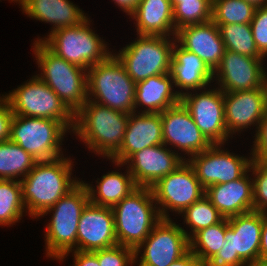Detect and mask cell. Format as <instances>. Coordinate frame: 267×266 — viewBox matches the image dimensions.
I'll use <instances>...</instances> for the list:
<instances>
[{
  "mask_svg": "<svg viewBox=\"0 0 267 266\" xmlns=\"http://www.w3.org/2000/svg\"><path fill=\"white\" fill-rule=\"evenodd\" d=\"M73 163L70 157L65 158L64 155L54 160L37 161L20 180L22 199L32 218H40L80 182L79 178L72 177Z\"/></svg>",
  "mask_w": 267,
  "mask_h": 266,
  "instance_id": "1",
  "label": "cell"
},
{
  "mask_svg": "<svg viewBox=\"0 0 267 266\" xmlns=\"http://www.w3.org/2000/svg\"><path fill=\"white\" fill-rule=\"evenodd\" d=\"M129 114L87 100L74 114L72 132L89 151L111 159L123 144Z\"/></svg>",
  "mask_w": 267,
  "mask_h": 266,
  "instance_id": "2",
  "label": "cell"
},
{
  "mask_svg": "<svg viewBox=\"0 0 267 266\" xmlns=\"http://www.w3.org/2000/svg\"><path fill=\"white\" fill-rule=\"evenodd\" d=\"M90 202L87 187L80 181L41 216L51 219L45 229L46 257L59 260L69 251H77V229L83 209Z\"/></svg>",
  "mask_w": 267,
  "mask_h": 266,
  "instance_id": "3",
  "label": "cell"
},
{
  "mask_svg": "<svg viewBox=\"0 0 267 266\" xmlns=\"http://www.w3.org/2000/svg\"><path fill=\"white\" fill-rule=\"evenodd\" d=\"M32 48L41 71L36 75L75 114L88 100L87 70L55 55L41 41H35Z\"/></svg>",
  "mask_w": 267,
  "mask_h": 266,
  "instance_id": "4",
  "label": "cell"
},
{
  "mask_svg": "<svg viewBox=\"0 0 267 266\" xmlns=\"http://www.w3.org/2000/svg\"><path fill=\"white\" fill-rule=\"evenodd\" d=\"M119 245L136 249L162 219L152 189L137 187L112 207Z\"/></svg>",
  "mask_w": 267,
  "mask_h": 266,
  "instance_id": "5",
  "label": "cell"
},
{
  "mask_svg": "<svg viewBox=\"0 0 267 266\" xmlns=\"http://www.w3.org/2000/svg\"><path fill=\"white\" fill-rule=\"evenodd\" d=\"M136 83L114 52L87 70L88 100L130 114L135 112ZM93 97V98H92Z\"/></svg>",
  "mask_w": 267,
  "mask_h": 266,
  "instance_id": "6",
  "label": "cell"
},
{
  "mask_svg": "<svg viewBox=\"0 0 267 266\" xmlns=\"http://www.w3.org/2000/svg\"><path fill=\"white\" fill-rule=\"evenodd\" d=\"M90 22L88 17L76 26L59 28L35 41H41L51 52L67 62L88 70L112 54L107 48V42L90 28Z\"/></svg>",
  "mask_w": 267,
  "mask_h": 266,
  "instance_id": "7",
  "label": "cell"
},
{
  "mask_svg": "<svg viewBox=\"0 0 267 266\" xmlns=\"http://www.w3.org/2000/svg\"><path fill=\"white\" fill-rule=\"evenodd\" d=\"M263 212L252 210L228 218L225 241L205 266H250L259 261Z\"/></svg>",
  "mask_w": 267,
  "mask_h": 266,
  "instance_id": "8",
  "label": "cell"
},
{
  "mask_svg": "<svg viewBox=\"0 0 267 266\" xmlns=\"http://www.w3.org/2000/svg\"><path fill=\"white\" fill-rule=\"evenodd\" d=\"M175 37L138 35L114 55L135 82L170 73Z\"/></svg>",
  "mask_w": 267,
  "mask_h": 266,
  "instance_id": "9",
  "label": "cell"
},
{
  "mask_svg": "<svg viewBox=\"0 0 267 266\" xmlns=\"http://www.w3.org/2000/svg\"><path fill=\"white\" fill-rule=\"evenodd\" d=\"M70 130L60 121L14 115L10 140L37 161L54 160L62 155V141Z\"/></svg>",
  "mask_w": 267,
  "mask_h": 266,
  "instance_id": "10",
  "label": "cell"
},
{
  "mask_svg": "<svg viewBox=\"0 0 267 266\" xmlns=\"http://www.w3.org/2000/svg\"><path fill=\"white\" fill-rule=\"evenodd\" d=\"M2 96L10 104L14 115L57 120L70 132L74 128V114L37 75Z\"/></svg>",
  "mask_w": 267,
  "mask_h": 266,
  "instance_id": "11",
  "label": "cell"
},
{
  "mask_svg": "<svg viewBox=\"0 0 267 266\" xmlns=\"http://www.w3.org/2000/svg\"><path fill=\"white\" fill-rule=\"evenodd\" d=\"M189 251V238L181 225L173 222L172 218H162L134 250L135 264L139 262L137 266H169Z\"/></svg>",
  "mask_w": 267,
  "mask_h": 266,
  "instance_id": "12",
  "label": "cell"
},
{
  "mask_svg": "<svg viewBox=\"0 0 267 266\" xmlns=\"http://www.w3.org/2000/svg\"><path fill=\"white\" fill-rule=\"evenodd\" d=\"M151 189L161 218H171L169 211L181 214L205 195V188L187 160L161 178Z\"/></svg>",
  "mask_w": 267,
  "mask_h": 266,
  "instance_id": "13",
  "label": "cell"
},
{
  "mask_svg": "<svg viewBox=\"0 0 267 266\" xmlns=\"http://www.w3.org/2000/svg\"><path fill=\"white\" fill-rule=\"evenodd\" d=\"M180 101L212 144L225 145L230 136L225 126L224 92L218 87H207L202 91L184 93Z\"/></svg>",
  "mask_w": 267,
  "mask_h": 266,
  "instance_id": "14",
  "label": "cell"
},
{
  "mask_svg": "<svg viewBox=\"0 0 267 266\" xmlns=\"http://www.w3.org/2000/svg\"><path fill=\"white\" fill-rule=\"evenodd\" d=\"M222 146L224 145L213 144L201 153L186 158L205 189L211 185L237 180L249 170L253 159L251 152L247 158L223 150Z\"/></svg>",
  "mask_w": 267,
  "mask_h": 266,
  "instance_id": "15",
  "label": "cell"
},
{
  "mask_svg": "<svg viewBox=\"0 0 267 266\" xmlns=\"http://www.w3.org/2000/svg\"><path fill=\"white\" fill-rule=\"evenodd\" d=\"M265 57L244 56L226 50L219 66L213 72L222 92H236L267 87ZM263 63V64H262Z\"/></svg>",
  "mask_w": 267,
  "mask_h": 266,
  "instance_id": "16",
  "label": "cell"
},
{
  "mask_svg": "<svg viewBox=\"0 0 267 266\" xmlns=\"http://www.w3.org/2000/svg\"><path fill=\"white\" fill-rule=\"evenodd\" d=\"M164 144L144 148L134 153L124 164L112 161L115 166L126 167L137 187L152 188L161 178L174 171L185 160L175 149ZM177 152V153H176Z\"/></svg>",
  "mask_w": 267,
  "mask_h": 266,
  "instance_id": "17",
  "label": "cell"
},
{
  "mask_svg": "<svg viewBox=\"0 0 267 266\" xmlns=\"http://www.w3.org/2000/svg\"><path fill=\"white\" fill-rule=\"evenodd\" d=\"M163 144L178 148L190 158L213 144L195 124L187 108L180 101L161 113Z\"/></svg>",
  "mask_w": 267,
  "mask_h": 266,
  "instance_id": "18",
  "label": "cell"
},
{
  "mask_svg": "<svg viewBox=\"0 0 267 266\" xmlns=\"http://www.w3.org/2000/svg\"><path fill=\"white\" fill-rule=\"evenodd\" d=\"M224 110L225 126L230 137L250 129L251 125L257 132L267 110V87L224 92Z\"/></svg>",
  "mask_w": 267,
  "mask_h": 266,
  "instance_id": "19",
  "label": "cell"
},
{
  "mask_svg": "<svg viewBox=\"0 0 267 266\" xmlns=\"http://www.w3.org/2000/svg\"><path fill=\"white\" fill-rule=\"evenodd\" d=\"M114 214L111 207L88 203L77 229V251H95L117 245Z\"/></svg>",
  "mask_w": 267,
  "mask_h": 266,
  "instance_id": "20",
  "label": "cell"
},
{
  "mask_svg": "<svg viewBox=\"0 0 267 266\" xmlns=\"http://www.w3.org/2000/svg\"><path fill=\"white\" fill-rule=\"evenodd\" d=\"M132 112L121 149L110 159L124 164L134 153L163 144L161 113Z\"/></svg>",
  "mask_w": 267,
  "mask_h": 266,
  "instance_id": "21",
  "label": "cell"
},
{
  "mask_svg": "<svg viewBox=\"0 0 267 266\" xmlns=\"http://www.w3.org/2000/svg\"><path fill=\"white\" fill-rule=\"evenodd\" d=\"M175 38L181 47L200 57L213 72L226 51L219 28L212 20L182 27L176 31Z\"/></svg>",
  "mask_w": 267,
  "mask_h": 266,
  "instance_id": "22",
  "label": "cell"
},
{
  "mask_svg": "<svg viewBox=\"0 0 267 266\" xmlns=\"http://www.w3.org/2000/svg\"><path fill=\"white\" fill-rule=\"evenodd\" d=\"M170 75L175 88L181 89L177 91L180 96L190 90H202L213 83V71L209 66L196 54L177 44L176 41L172 47Z\"/></svg>",
  "mask_w": 267,
  "mask_h": 266,
  "instance_id": "23",
  "label": "cell"
},
{
  "mask_svg": "<svg viewBox=\"0 0 267 266\" xmlns=\"http://www.w3.org/2000/svg\"><path fill=\"white\" fill-rule=\"evenodd\" d=\"M248 172L237 180L205 189V196L224 218L253 210V178Z\"/></svg>",
  "mask_w": 267,
  "mask_h": 266,
  "instance_id": "24",
  "label": "cell"
},
{
  "mask_svg": "<svg viewBox=\"0 0 267 266\" xmlns=\"http://www.w3.org/2000/svg\"><path fill=\"white\" fill-rule=\"evenodd\" d=\"M27 17L53 24L51 32L59 28L76 26L88 16L70 0H19Z\"/></svg>",
  "mask_w": 267,
  "mask_h": 266,
  "instance_id": "25",
  "label": "cell"
},
{
  "mask_svg": "<svg viewBox=\"0 0 267 266\" xmlns=\"http://www.w3.org/2000/svg\"><path fill=\"white\" fill-rule=\"evenodd\" d=\"M138 35L175 37L176 30L170 0H140L129 15Z\"/></svg>",
  "mask_w": 267,
  "mask_h": 266,
  "instance_id": "26",
  "label": "cell"
},
{
  "mask_svg": "<svg viewBox=\"0 0 267 266\" xmlns=\"http://www.w3.org/2000/svg\"><path fill=\"white\" fill-rule=\"evenodd\" d=\"M173 78L170 73L156 75L136 83L135 112L137 108L142 113H162L169 107L180 102L181 96L173 88ZM144 106V107H143Z\"/></svg>",
  "mask_w": 267,
  "mask_h": 266,
  "instance_id": "27",
  "label": "cell"
},
{
  "mask_svg": "<svg viewBox=\"0 0 267 266\" xmlns=\"http://www.w3.org/2000/svg\"><path fill=\"white\" fill-rule=\"evenodd\" d=\"M126 170L124 172L126 174L118 171H109L101 177V180L97 178L96 184H98L95 185L96 189L92 184L81 180L87 187L90 203L112 208L134 191L137 185L128 168Z\"/></svg>",
  "mask_w": 267,
  "mask_h": 266,
  "instance_id": "28",
  "label": "cell"
},
{
  "mask_svg": "<svg viewBox=\"0 0 267 266\" xmlns=\"http://www.w3.org/2000/svg\"><path fill=\"white\" fill-rule=\"evenodd\" d=\"M37 160L10 139L0 143V179H23ZM20 177V178H18Z\"/></svg>",
  "mask_w": 267,
  "mask_h": 266,
  "instance_id": "29",
  "label": "cell"
},
{
  "mask_svg": "<svg viewBox=\"0 0 267 266\" xmlns=\"http://www.w3.org/2000/svg\"><path fill=\"white\" fill-rule=\"evenodd\" d=\"M228 229V219L201 229L190 239V251L205 266L221 249L225 241V232Z\"/></svg>",
  "mask_w": 267,
  "mask_h": 266,
  "instance_id": "30",
  "label": "cell"
},
{
  "mask_svg": "<svg viewBox=\"0 0 267 266\" xmlns=\"http://www.w3.org/2000/svg\"><path fill=\"white\" fill-rule=\"evenodd\" d=\"M27 213L20 181L0 179V226H13ZM13 224V225H12Z\"/></svg>",
  "mask_w": 267,
  "mask_h": 266,
  "instance_id": "31",
  "label": "cell"
},
{
  "mask_svg": "<svg viewBox=\"0 0 267 266\" xmlns=\"http://www.w3.org/2000/svg\"><path fill=\"white\" fill-rule=\"evenodd\" d=\"M217 26L226 50L244 56L264 57L255 44L250 24H223Z\"/></svg>",
  "mask_w": 267,
  "mask_h": 266,
  "instance_id": "32",
  "label": "cell"
},
{
  "mask_svg": "<svg viewBox=\"0 0 267 266\" xmlns=\"http://www.w3.org/2000/svg\"><path fill=\"white\" fill-rule=\"evenodd\" d=\"M257 7L244 0H212V18L216 25L250 24Z\"/></svg>",
  "mask_w": 267,
  "mask_h": 266,
  "instance_id": "33",
  "label": "cell"
},
{
  "mask_svg": "<svg viewBox=\"0 0 267 266\" xmlns=\"http://www.w3.org/2000/svg\"><path fill=\"white\" fill-rule=\"evenodd\" d=\"M182 216L184 218V224L186 223V226L188 225L187 227L191 230L188 232L183 227V230L189 239L199 230L213 226L224 219L205 195L187 207L181 213V217Z\"/></svg>",
  "mask_w": 267,
  "mask_h": 266,
  "instance_id": "34",
  "label": "cell"
},
{
  "mask_svg": "<svg viewBox=\"0 0 267 266\" xmlns=\"http://www.w3.org/2000/svg\"><path fill=\"white\" fill-rule=\"evenodd\" d=\"M175 30L211 21L212 0H181L173 8Z\"/></svg>",
  "mask_w": 267,
  "mask_h": 266,
  "instance_id": "35",
  "label": "cell"
},
{
  "mask_svg": "<svg viewBox=\"0 0 267 266\" xmlns=\"http://www.w3.org/2000/svg\"><path fill=\"white\" fill-rule=\"evenodd\" d=\"M250 172L251 176H254L253 210L267 213V161L252 159Z\"/></svg>",
  "mask_w": 267,
  "mask_h": 266,
  "instance_id": "36",
  "label": "cell"
},
{
  "mask_svg": "<svg viewBox=\"0 0 267 266\" xmlns=\"http://www.w3.org/2000/svg\"><path fill=\"white\" fill-rule=\"evenodd\" d=\"M100 266H129L135 264L134 249L122 245L93 251Z\"/></svg>",
  "mask_w": 267,
  "mask_h": 266,
  "instance_id": "37",
  "label": "cell"
},
{
  "mask_svg": "<svg viewBox=\"0 0 267 266\" xmlns=\"http://www.w3.org/2000/svg\"><path fill=\"white\" fill-rule=\"evenodd\" d=\"M250 25L258 51L267 57V5L256 8Z\"/></svg>",
  "mask_w": 267,
  "mask_h": 266,
  "instance_id": "38",
  "label": "cell"
},
{
  "mask_svg": "<svg viewBox=\"0 0 267 266\" xmlns=\"http://www.w3.org/2000/svg\"><path fill=\"white\" fill-rule=\"evenodd\" d=\"M255 133L251 156L253 159L267 161V110Z\"/></svg>",
  "mask_w": 267,
  "mask_h": 266,
  "instance_id": "39",
  "label": "cell"
},
{
  "mask_svg": "<svg viewBox=\"0 0 267 266\" xmlns=\"http://www.w3.org/2000/svg\"><path fill=\"white\" fill-rule=\"evenodd\" d=\"M13 116L10 104L3 96H0V143L10 139Z\"/></svg>",
  "mask_w": 267,
  "mask_h": 266,
  "instance_id": "40",
  "label": "cell"
},
{
  "mask_svg": "<svg viewBox=\"0 0 267 266\" xmlns=\"http://www.w3.org/2000/svg\"><path fill=\"white\" fill-rule=\"evenodd\" d=\"M73 252V265L72 266H100L96 254L91 251H69L65 253L59 261H62L68 256L69 253Z\"/></svg>",
  "mask_w": 267,
  "mask_h": 266,
  "instance_id": "41",
  "label": "cell"
},
{
  "mask_svg": "<svg viewBox=\"0 0 267 266\" xmlns=\"http://www.w3.org/2000/svg\"><path fill=\"white\" fill-rule=\"evenodd\" d=\"M259 261L267 262V213L264 212H263V226L261 231Z\"/></svg>",
  "mask_w": 267,
  "mask_h": 266,
  "instance_id": "42",
  "label": "cell"
},
{
  "mask_svg": "<svg viewBox=\"0 0 267 266\" xmlns=\"http://www.w3.org/2000/svg\"><path fill=\"white\" fill-rule=\"evenodd\" d=\"M169 266H204V265L191 251H189L186 255H184L179 260L171 263Z\"/></svg>",
  "mask_w": 267,
  "mask_h": 266,
  "instance_id": "43",
  "label": "cell"
},
{
  "mask_svg": "<svg viewBox=\"0 0 267 266\" xmlns=\"http://www.w3.org/2000/svg\"><path fill=\"white\" fill-rule=\"evenodd\" d=\"M114 4L121 8L127 15H130L138 5L140 0H112Z\"/></svg>",
  "mask_w": 267,
  "mask_h": 266,
  "instance_id": "44",
  "label": "cell"
},
{
  "mask_svg": "<svg viewBox=\"0 0 267 266\" xmlns=\"http://www.w3.org/2000/svg\"><path fill=\"white\" fill-rule=\"evenodd\" d=\"M244 1L251 3L255 7H261L267 5V0H244Z\"/></svg>",
  "mask_w": 267,
  "mask_h": 266,
  "instance_id": "45",
  "label": "cell"
},
{
  "mask_svg": "<svg viewBox=\"0 0 267 266\" xmlns=\"http://www.w3.org/2000/svg\"><path fill=\"white\" fill-rule=\"evenodd\" d=\"M250 266H267V262L258 261L257 263H254L253 265Z\"/></svg>",
  "mask_w": 267,
  "mask_h": 266,
  "instance_id": "46",
  "label": "cell"
},
{
  "mask_svg": "<svg viewBox=\"0 0 267 266\" xmlns=\"http://www.w3.org/2000/svg\"><path fill=\"white\" fill-rule=\"evenodd\" d=\"M172 8H174L177 4L181 2V0H170Z\"/></svg>",
  "mask_w": 267,
  "mask_h": 266,
  "instance_id": "47",
  "label": "cell"
},
{
  "mask_svg": "<svg viewBox=\"0 0 267 266\" xmlns=\"http://www.w3.org/2000/svg\"><path fill=\"white\" fill-rule=\"evenodd\" d=\"M16 1V3L18 2V4H19V0H11V2H15Z\"/></svg>",
  "mask_w": 267,
  "mask_h": 266,
  "instance_id": "48",
  "label": "cell"
}]
</instances>
